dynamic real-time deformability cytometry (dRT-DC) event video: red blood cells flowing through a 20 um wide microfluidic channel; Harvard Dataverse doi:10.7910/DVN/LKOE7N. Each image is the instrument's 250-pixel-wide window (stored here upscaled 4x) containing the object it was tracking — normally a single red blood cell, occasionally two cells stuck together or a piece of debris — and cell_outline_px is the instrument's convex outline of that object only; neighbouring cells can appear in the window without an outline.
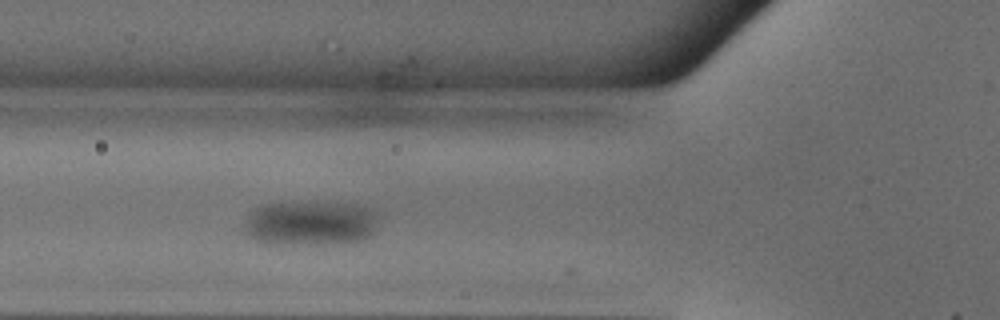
{"species": "common noctule bat (a hibernating species)", "species_latin": "Nyctalus noctula", "temperature_condition": "warm", "stored_images_in_passage": 43, "camera_frame_rate_fps": 3000, "um_per_image_px": 0.085, "animal": {"sex": "male", "body_mass_g": 18.8}, "frame": {"image": 1, "passage_image": 10, "time_ms": 3.0, "image_size_px": [1000, 320], "cell_outline_px": [[376, 216], [372, 228], [368, 236], [356, 240], [300, 244], [256, 240], [248, 232], [248, 216], [256, 208], [264, 204], [348, 204], [364, 208], [376, 212]], "centroid_in_image_um": [26.36, 18.96], "position_along_channel_um": 99.4, "area_um2": 32.25}}
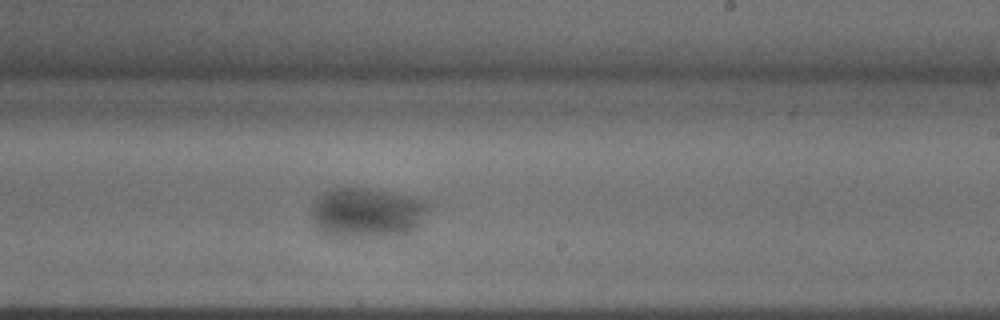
{"frame": {"image": 2, "passage_image": 22, "time_ms": 7.0, "image_size_px": [1000, 320], "cell_outline_px": [[428, 212], [416, 228], [404, 232], [380, 236], [332, 236], [320, 232], [312, 216], [312, 204], [328, 188], [368, 188], [424, 200], [428, 204]], "centroid_in_image_um": [31.15, 18.06], "position_along_channel_um": 257.8, "area_um2": 33.35}}
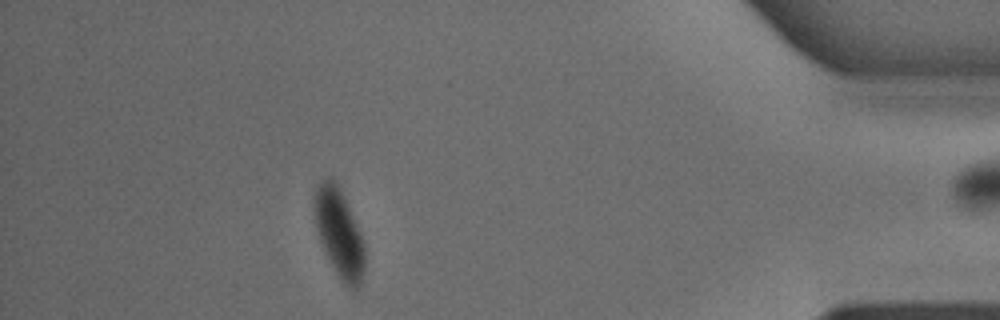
{"frame": {"image": 3, "passage_image": 37, "time_ms": 12.0, "image_size_px": [1000, 320], "cell_outline_px": [[364, 272], [360, 284], [356, 288], [352, 288], [344, 284], [340, 280], [324, 252], [316, 228], [312, 212], [312, 196], [320, 180], [324, 176], [332, 176], [340, 188], [360, 232], [364, 244]], "centroid_in_image_um": [28.77, 19.74], "position_along_channel_um": 406.4, "area_um2": 26.36}}